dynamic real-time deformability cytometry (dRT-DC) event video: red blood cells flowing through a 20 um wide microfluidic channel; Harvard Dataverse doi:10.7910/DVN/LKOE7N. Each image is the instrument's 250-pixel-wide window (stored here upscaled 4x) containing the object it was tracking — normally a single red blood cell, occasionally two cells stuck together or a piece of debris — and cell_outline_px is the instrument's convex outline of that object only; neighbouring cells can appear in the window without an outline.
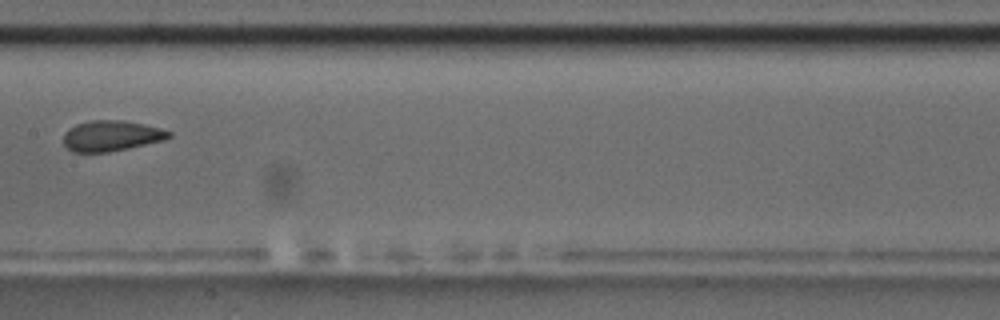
{"species": "common noctule bat (a hibernating species)", "species_latin": "Nyctalus noctula", "temperature_condition": "room temperature", "stored_images_in_passage": 12, "camera_frame_rate_fps": 3000, "um_per_image_px": 0.085, "animal": {"sex": "male", "body_mass_g": 17.5, "forearm_length_mm": 52.3}, "frame": {"image": 1, "passage_image": 4, "time_ms": 3.667, "image_size_px": [1000, 320], "cell_outline_px": [[172, 136], [164, 140], [128, 148], [108, 152], [72, 152], [64, 144], [64, 132], [68, 128], [76, 124], [88, 120], [124, 120], [144, 124], [160, 128], [172, 132]], "centroid_in_image_um": [9.45, 11.53], "position_along_channel_um": 197.9, "area_um2": 18.9}, "authors_computed_cell_mechanics": {"area_um2": 19.3341, "velocity_mm_per_s": 3.5218, "shape_relaxation_time_tau1_ms": 6.3753, "shape_relaxation_time_tau2_ms": null, "deformation_change_tau1": 0.1042, "deformation_change_tau2": null}}